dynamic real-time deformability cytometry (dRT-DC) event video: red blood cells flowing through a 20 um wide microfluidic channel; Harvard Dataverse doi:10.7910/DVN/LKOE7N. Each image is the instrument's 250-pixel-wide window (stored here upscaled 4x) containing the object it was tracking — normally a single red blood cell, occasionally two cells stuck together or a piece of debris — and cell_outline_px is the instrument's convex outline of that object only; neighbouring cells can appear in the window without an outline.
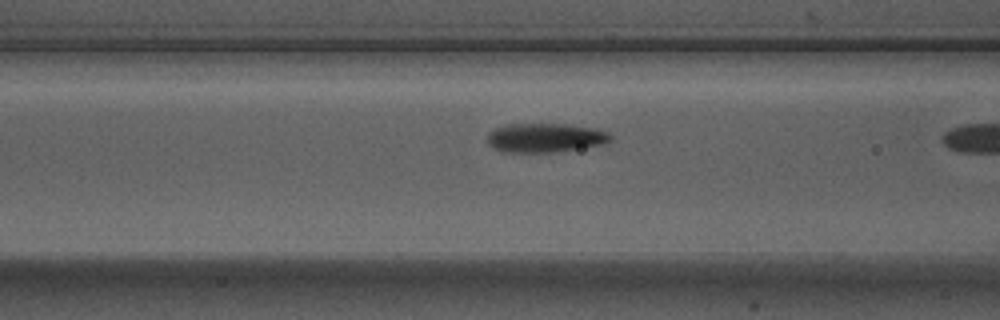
{"species": "Egyptian fruit bat (a non-hibernating species)", "species_latin": "Rousettus aegyptiacus", "temperature_condition": "warm", "stored_images_in_passage": 20, "camera_frame_rate_fps": 3000, "um_per_image_px": 0.085, "animal": {"sex": "male"}, "frame": {"image": 1, "passage_image": 19, "time_ms": 6.0, "image_size_px": [1000, 320], "cell_outline_px": [[612, 140], [604, 144], [556, 152], [500, 152], [492, 148], [488, 144], [488, 132], [496, 128], [508, 124], [568, 124], [596, 128], [608, 132], [612, 136]], "centroid_in_image_um": [46.35, 11.71], "position_along_channel_um": 120.3, "area_um2": 21.1}}